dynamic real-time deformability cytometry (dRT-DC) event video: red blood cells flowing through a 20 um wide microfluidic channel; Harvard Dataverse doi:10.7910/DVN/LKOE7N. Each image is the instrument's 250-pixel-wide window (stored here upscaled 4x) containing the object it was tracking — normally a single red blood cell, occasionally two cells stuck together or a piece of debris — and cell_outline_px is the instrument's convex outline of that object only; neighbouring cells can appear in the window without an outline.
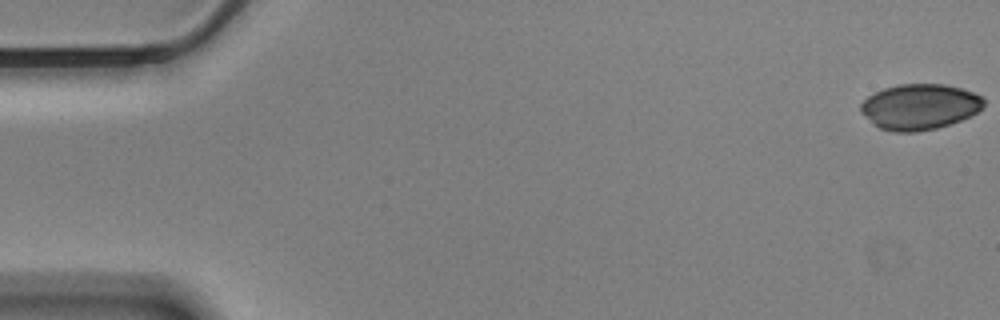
{"species": "Egyptian fruit bat (a non-hibernating species)", "species_latin": "Rousettus aegyptiacus", "temperature_condition": "cold", "stored_images_in_passage": 25, "camera_frame_rate_fps": 3000, "um_per_image_px": 0.085, "animal": {"sex": "male"}, "frame": {"image": 1, "passage_image": 1, "time_ms": 0.0, "image_size_px": [1000, 320], "cell_outline_px": [[984, 104], [972, 116], [936, 128], [916, 132], [896, 132], [880, 128], [872, 124], [860, 112], [860, 104], [868, 96], [884, 88], [900, 84], [944, 84], [960, 88], [972, 92], [980, 96], [984, 100]], "centroid_in_image_um": [78.13, 9.08], "position_along_channel_um": 6.9, "area_um2": 32.6}}
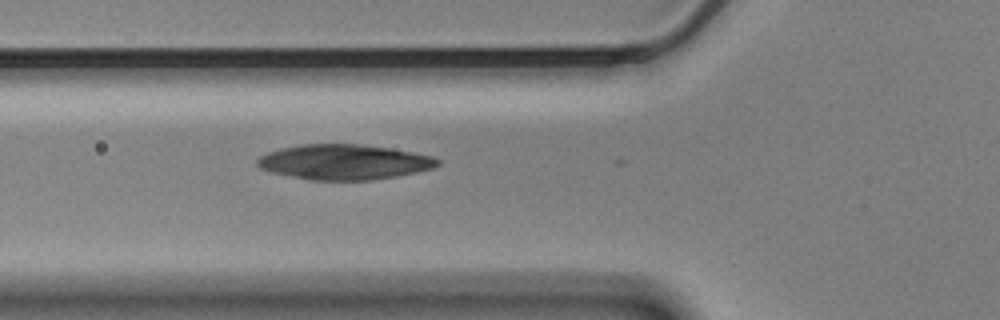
{"frame": {"image": 2, "passage_image": 21, "time_ms": 6.667, "image_size_px": [1000, 320], "cell_outline_px": [[440, 164], [432, 168], [416, 172], [396, 176], [372, 180], [308, 180], [272, 172], [260, 168], [256, 164], [256, 160], [260, 156], [268, 152], [300, 144], [360, 144], [388, 148], [412, 152], [432, 156], [440, 160]], "centroid_in_image_um": [29.24, 13.77], "position_along_channel_um": 96.6, "area_um2": 36.76}}
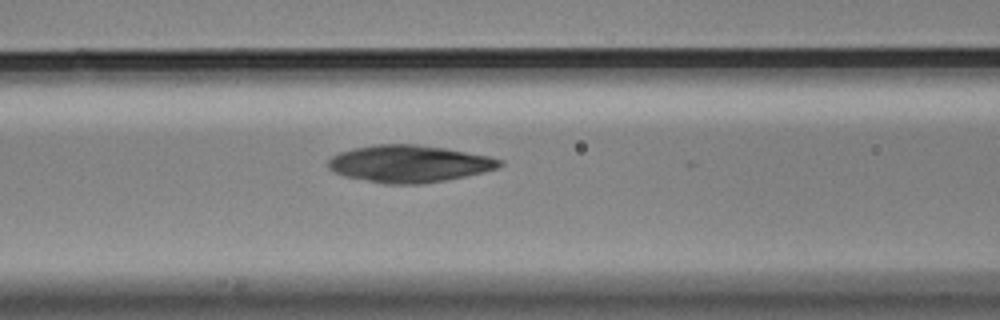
{"frame": {"image": 3, "passage_image": 24, "time_ms": 7.667, "image_size_px": [1000, 320], "cell_outline_px": [[504, 164], [500, 168], [484, 172], [444, 180], [420, 184], [384, 184], [344, 176], [328, 168], [328, 160], [332, 156], [340, 152], [352, 148], [376, 144], [416, 144], [444, 148], [488, 156], [504, 160]], "centroid_in_image_um": [34.79, 13.91], "position_along_channel_um": 131.8, "area_um2": 37.11}}